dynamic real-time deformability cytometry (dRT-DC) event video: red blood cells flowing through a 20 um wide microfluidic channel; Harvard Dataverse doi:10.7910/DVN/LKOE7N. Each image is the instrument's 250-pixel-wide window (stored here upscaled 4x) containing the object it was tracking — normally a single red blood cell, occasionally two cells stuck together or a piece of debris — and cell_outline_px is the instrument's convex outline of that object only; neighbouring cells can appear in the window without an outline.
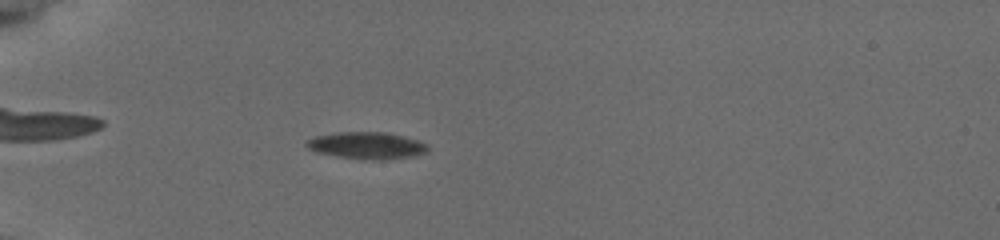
{"species": "common noctule bat (a hibernating species)", "species_latin": "Nyctalus noctula", "temperature_condition": "cold", "stored_images_in_passage": 44, "camera_frame_rate_fps": 3000, "um_per_image_px": 0.085, "animal": {"sex": "female", "body_mass_g": 19.5, "forearm_length_mm": 54.1}, "frame": {"image": 1, "passage_image": 17, "time_ms": 5.667, "image_size_px": [1000, 240], "cell_outline_px": [[428, 148], [424, 152], [408, 156], [380, 160], [372, 160], [340, 156], [316, 152], [308, 148], [304, 144], [308, 140], [316, 136], [340, 132], [384, 132], [416, 140], [428, 144]], "centroid_in_image_um": [31.13, 12.36], "position_along_channel_um": 53.9, "area_um2": 18.44}}
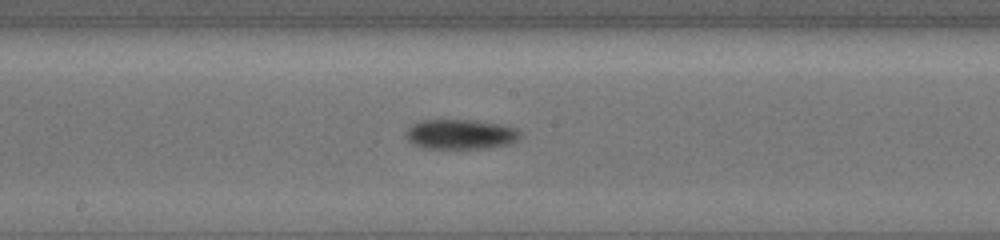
{"frame": {"image": 2, "passage_image": 31, "time_ms": 10.333, "image_size_px": [1000, 240], "cell_outline_px": [[520, 132], [516, 140], [508, 144], [480, 148], [424, 148], [416, 144], [408, 136], [408, 128], [420, 120], [468, 120], [496, 124], [516, 128]], "centroid_in_image_um": [39.15, 11.41], "position_along_channel_um": 209.0, "area_um2": 19.07}}
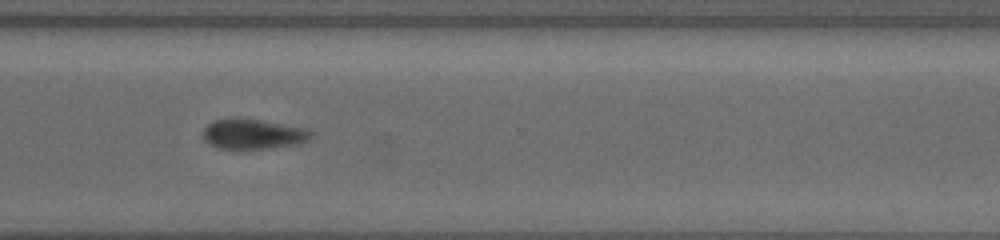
{"frame": {"image": 3, "passage_image": 43, "time_ms": 14.0, "image_size_px": [1000, 240], "cell_outline_px": [[312, 136], [296, 144], [260, 148], [220, 148], [204, 140], [204, 128], [208, 124], [216, 120], [256, 120], [300, 128], [312, 132]], "centroid_in_image_um": [21.46, 11.41], "position_along_channel_um": 349.1, "area_um2": 17.51}}